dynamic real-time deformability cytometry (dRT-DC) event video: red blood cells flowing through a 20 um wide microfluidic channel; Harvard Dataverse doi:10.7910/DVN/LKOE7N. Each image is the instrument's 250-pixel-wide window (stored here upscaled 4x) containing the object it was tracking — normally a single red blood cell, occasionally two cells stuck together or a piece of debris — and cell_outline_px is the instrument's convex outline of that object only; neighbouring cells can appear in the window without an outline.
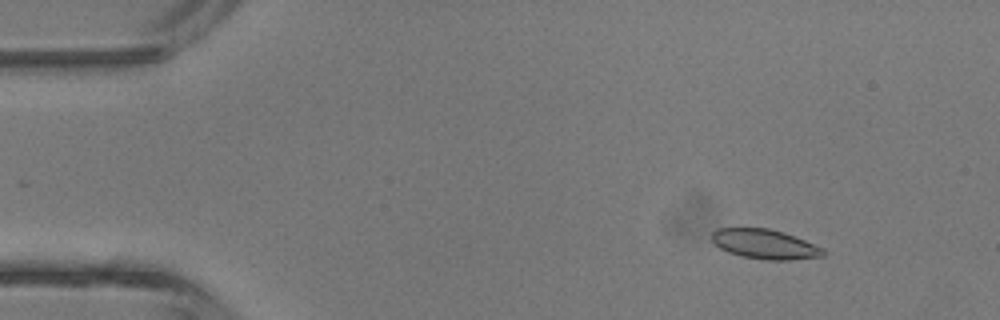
{"species": "common noctule bat (a hibernating species)", "species_latin": "Nyctalus noctula", "temperature_condition": "room temperature", "stored_images_in_passage": 4, "camera_frame_rate_fps": 3000, "um_per_image_px": 0.085, "animal": {"sex": "male", "body_mass_g": 13.3}, "frame": {"image": 1, "passage_image": 2, "time_ms": 1.333, "image_size_px": [1000, 320], "cell_outline_px": [[824, 256], [788, 260], [764, 260], [740, 256], [728, 252], [720, 248], [712, 240], [712, 232], [716, 228], [768, 228], [784, 232], [824, 248]], "centroid_in_image_um": [65.0, 20.75], "position_along_channel_um": 20.0, "area_um2": 19.25}}
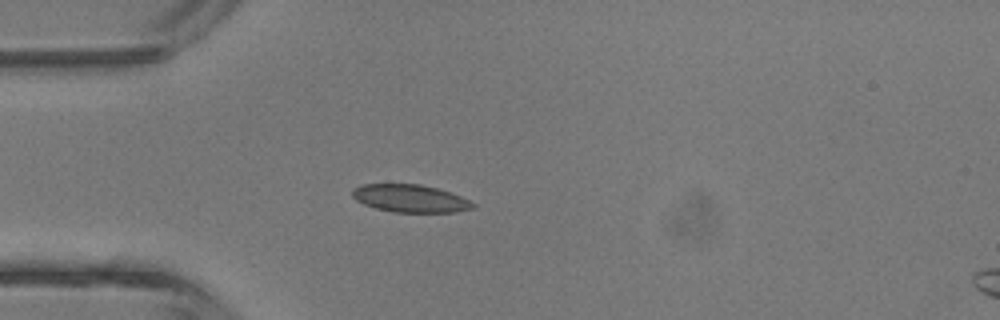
{"frame": {"image": 2, "passage_image": 4, "time_ms": 3.667, "image_size_px": [1000, 320], "cell_outline_px": [[476, 208], [456, 212], [392, 212], [376, 208], [364, 204], [356, 200], [352, 196], [352, 188], [360, 184], [420, 184], [436, 188], [460, 196], [476, 204]], "centroid_in_image_um": [34.85, 16.87], "position_along_channel_um": 50.1, "area_um2": 19.48}}